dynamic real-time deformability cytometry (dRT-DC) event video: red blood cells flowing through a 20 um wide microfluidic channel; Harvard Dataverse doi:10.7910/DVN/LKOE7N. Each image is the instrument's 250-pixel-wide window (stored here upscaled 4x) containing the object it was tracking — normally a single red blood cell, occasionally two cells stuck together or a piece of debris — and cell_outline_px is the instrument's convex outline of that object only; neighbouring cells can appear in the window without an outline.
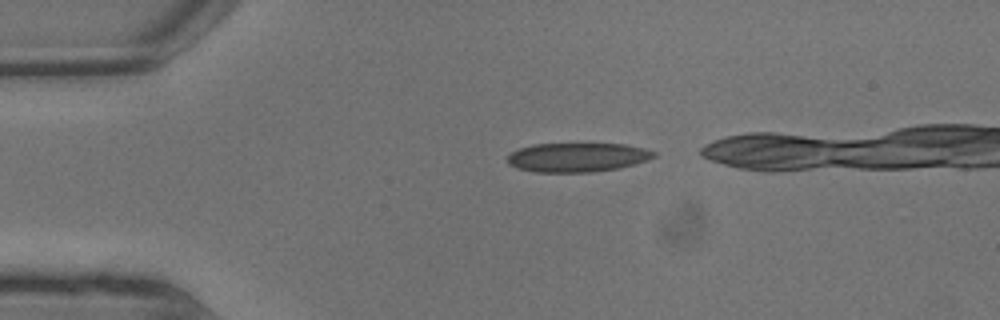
{"species": "common noctule bat (a hibernating species)", "species_latin": "Nyctalus noctula", "temperature_condition": "warm", "stored_images_in_passage": 7, "camera_frame_rate_fps": 3000, "um_per_image_px": 0.085, "animal": {"sex": "male", "body_mass_g": 13.3}, "frame": {"image": 1, "passage_image": 1, "time_ms": 0.0, "image_size_px": [1000, 320], "cell_outline_px": [[656, 156], [648, 160], [636, 164], [616, 168], [588, 172], [536, 172], [516, 168], [508, 164], [508, 156], [512, 152], [520, 148], [532, 144], [624, 144], [644, 148], [656, 152]], "centroid_in_image_um": [49.08, 13.37], "position_along_channel_um": 35.9, "area_um2": 24.74}}
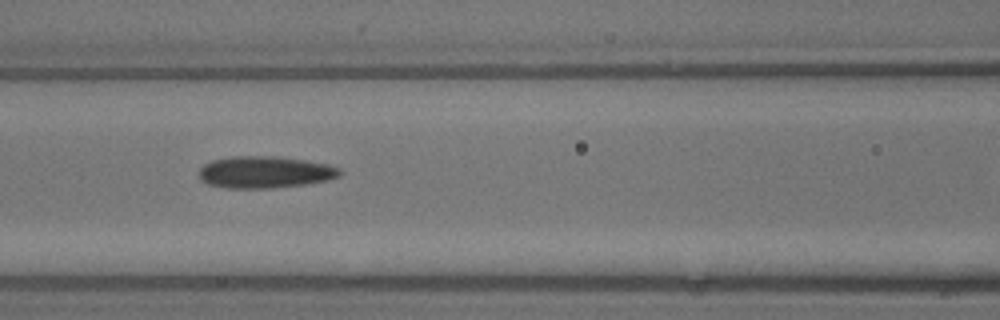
{"frame": {"image": 2, "passage_image": 5, "time_ms": 1.333, "image_size_px": [1000, 320], "cell_outline_px": [[344, 172], [340, 176], [328, 180], [308, 184], [272, 188], [224, 188], [208, 184], [200, 180], [200, 168], [204, 164], [212, 160], [232, 156], [276, 156], [304, 160], [328, 164], [340, 168]], "centroid_in_image_um": [22.54, 14.63], "position_along_channel_um": 144.1, "area_um2": 26.41}}
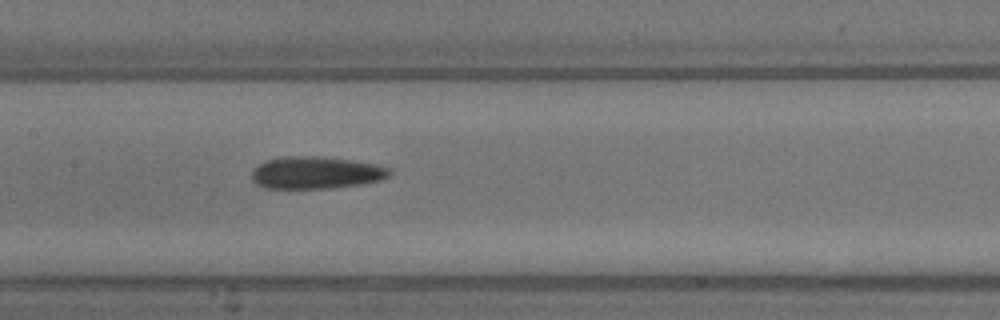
{"frame": {"image": 3, "passage_image": 6, "time_ms": 1.667, "image_size_px": [1000, 320], "cell_outline_px": [[392, 176], [380, 180], [364, 184], [332, 188], [264, 188], [256, 184], [252, 180], [252, 172], [260, 164], [268, 160], [284, 156], [324, 156], [380, 164], [392, 168]], "centroid_in_image_um": [26.96, 14.67], "position_along_channel_um": 180.4, "area_um2": 26.3}}